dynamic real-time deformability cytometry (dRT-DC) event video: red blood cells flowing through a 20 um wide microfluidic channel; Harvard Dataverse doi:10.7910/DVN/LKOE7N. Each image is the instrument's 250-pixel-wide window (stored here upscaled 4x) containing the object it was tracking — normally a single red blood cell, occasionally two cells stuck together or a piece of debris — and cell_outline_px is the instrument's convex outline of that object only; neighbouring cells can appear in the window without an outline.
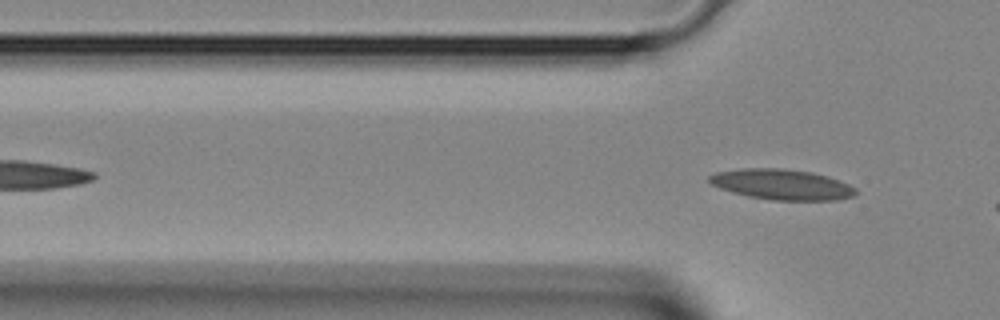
{"species": "Egyptian fruit bat (a non-hibernating species)", "species_latin": "Rousettus aegyptiacus", "temperature_condition": "room temperature", "stored_images_in_passage": 6, "segment_of_instrument_passage": [2, 2], "camera_frame_rate_fps": 3000, "um_per_image_px": 0.085, "animal": {"sex": "female"}, "frame": {"image": 1, "passage_image": 6, "time_ms": 1.667, "image_size_px": [1000, 320], "cell_outline_px": [[856, 196], [836, 200], [772, 200], [748, 196], [732, 192], [720, 188], [712, 184], [708, 180], [708, 176], [716, 172], [740, 168], [780, 168], [812, 172], [828, 176], [840, 180], [856, 188]], "centroid_in_image_um": [66.47, 15.67], "position_along_channel_um": 59.3, "area_um2": 26.13}}